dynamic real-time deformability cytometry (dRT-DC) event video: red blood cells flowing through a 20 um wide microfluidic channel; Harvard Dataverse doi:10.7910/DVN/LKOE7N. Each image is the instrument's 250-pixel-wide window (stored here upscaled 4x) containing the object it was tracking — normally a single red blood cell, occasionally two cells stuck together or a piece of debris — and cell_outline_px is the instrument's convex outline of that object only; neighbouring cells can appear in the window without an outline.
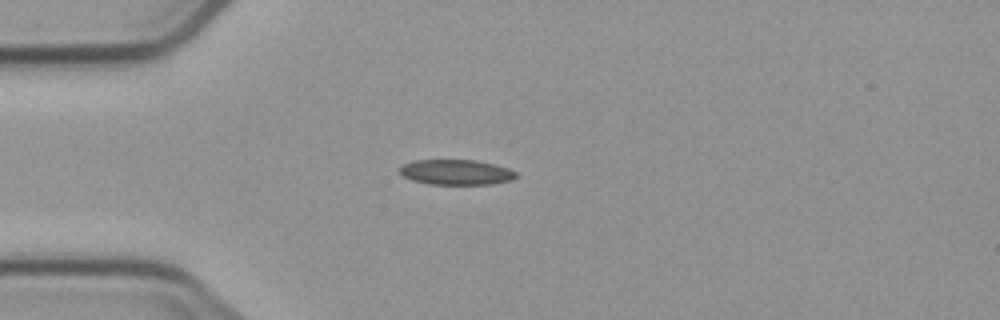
{"species": "common noctule bat (a hibernating species)", "species_latin": "Nyctalus noctula", "temperature_condition": "cold", "stored_images_in_passage": 5, "camera_frame_rate_fps": 3000, "um_per_image_px": 0.085, "animal": {"sex": "male", "body_mass_g": 23.1, "forearm_length_mm": 52.7}, "frame": {"image": 1, "passage_image": 5, "time_ms": 4.667, "image_size_px": [1000, 320], "cell_outline_px": [[516, 176], [512, 180], [492, 184], [428, 184], [412, 180], [404, 176], [396, 168], [400, 164], [412, 160], [476, 160], [496, 164], [508, 168], [516, 172]], "centroid_in_image_um": [38.73, 14.62], "position_along_channel_um": 46.3, "area_um2": 17.34}}